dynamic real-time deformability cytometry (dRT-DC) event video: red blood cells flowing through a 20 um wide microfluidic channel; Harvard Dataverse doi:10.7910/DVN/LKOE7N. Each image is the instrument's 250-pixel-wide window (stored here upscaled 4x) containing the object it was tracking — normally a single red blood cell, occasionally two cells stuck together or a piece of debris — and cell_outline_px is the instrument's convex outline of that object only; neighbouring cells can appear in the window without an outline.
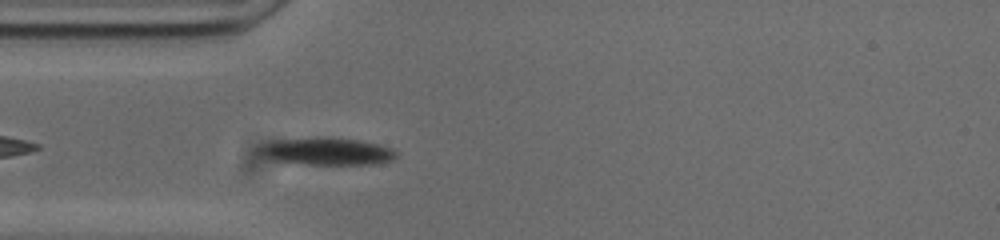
{"species": "common noctule bat (a hibernating species)", "species_latin": "Nyctalus noctula", "temperature_condition": "cold", "stored_images_in_passage": 42, "camera_frame_rate_fps": 3000, "um_per_image_px": 0.085, "animal": {"sex": "male", "body_mass_g": 20.0, "forearm_length_mm": 53.3}, "frame": {"image": 1, "passage_image": 3, "time_ms": 0.667, "image_size_px": [1000, 240], "cell_outline_px": [[396, 156], [392, 160], [376, 164], [308, 164], [280, 160], [256, 152], [260, 144], [272, 140], [360, 140], [392, 148], [396, 152]], "centroid_in_image_um": [27.83, 12.9], "position_along_channel_um": 57.2, "area_um2": 20.46}}
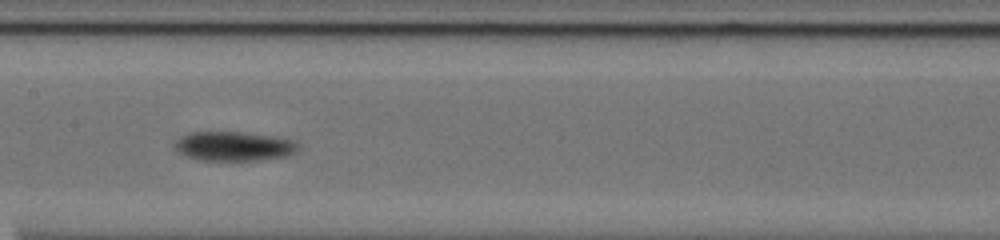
{"frame": {"image": 2, "passage_image": 14, "time_ms": 4.333, "image_size_px": [1000, 240], "cell_outline_px": [[300, 148], [288, 156], [256, 160], [200, 160], [188, 156], [172, 148], [172, 144], [180, 136], [192, 132], [240, 132], [272, 136], [296, 140], [300, 144]], "centroid_in_image_um": [19.89, 12.42], "position_along_channel_um": 187.5, "area_um2": 21.21}}
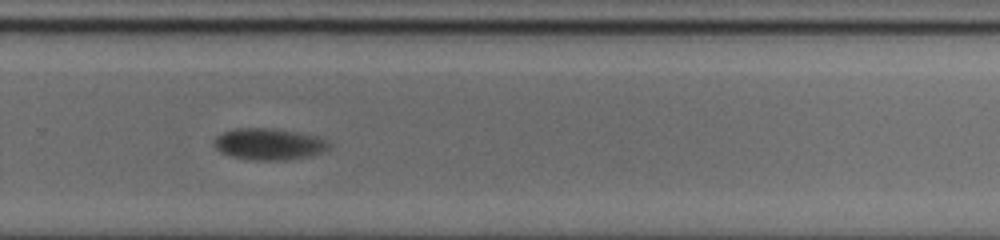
{"frame": {"image": 3, "passage_image": 24, "time_ms": 7.667, "image_size_px": [1000, 240], "cell_outline_px": [[332, 148], [324, 152], [308, 156], [288, 160], [252, 160], [232, 156], [220, 152], [212, 144], [212, 140], [216, 136], [224, 132], [236, 128], [272, 128], [296, 132], [316, 136], [328, 140], [332, 144]], "centroid_in_image_um": [22.88, 12.25], "position_along_channel_um": 306.9, "area_um2": 21.39}}